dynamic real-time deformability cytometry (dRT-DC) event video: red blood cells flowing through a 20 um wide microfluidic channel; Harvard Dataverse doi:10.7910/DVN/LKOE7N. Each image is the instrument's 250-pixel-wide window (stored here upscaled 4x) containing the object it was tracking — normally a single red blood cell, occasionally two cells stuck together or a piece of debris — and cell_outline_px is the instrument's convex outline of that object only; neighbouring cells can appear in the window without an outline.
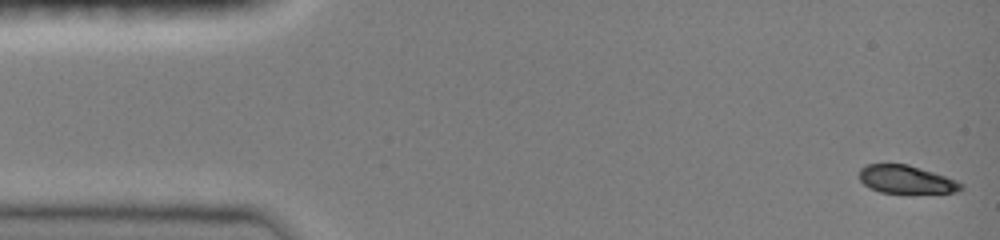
{"species": "common noctule bat (a hibernating species)", "species_latin": "Nyctalus noctula", "temperature_condition": "room temperature", "stored_images_in_passage": 47, "camera_frame_rate_fps": 3000, "um_per_image_px": 0.085, "animal": {"sex": "female", "body_mass_g": 19.0, "forearm_length_mm": 51.5}, "frame": {"image": 1, "passage_image": 1, "time_ms": 0.0, "image_size_px": [1000, 240], "cell_outline_px": [[960, 188], [956, 192], [880, 192], [864, 184], [860, 180], [860, 168], [868, 164], [908, 164], [956, 180], [960, 184]], "centroid_in_image_um": [76.96, 15.23], "position_along_channel_um": 8.0, "area_um2": 16.01}}
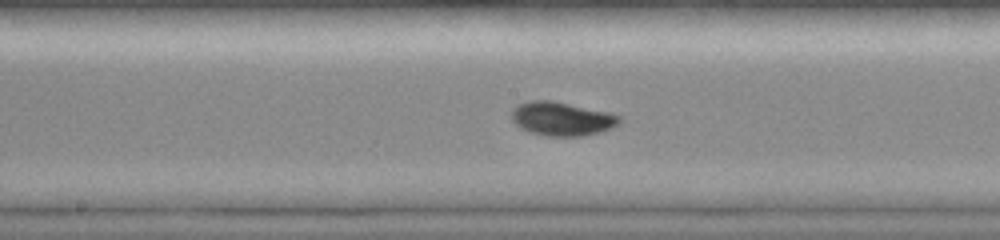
{"frame": {"image": 2, "passage_image": 24, "time_ms": 7.667, "image_size_px": [1000, 240], "cell_outline_px": [[620, 124], [612, 128], [600, 132], [580, 136], [548, 136], [532, 132], [520, 128], [512, 120], [512, 108], [516, 104], [532, 100], [552, 100], [608, 112], [620, 116]], "centroid_in_image_um": [47.74, 10.09], "position_along_channel_um": 200.5, "area_um2": 21.21}}
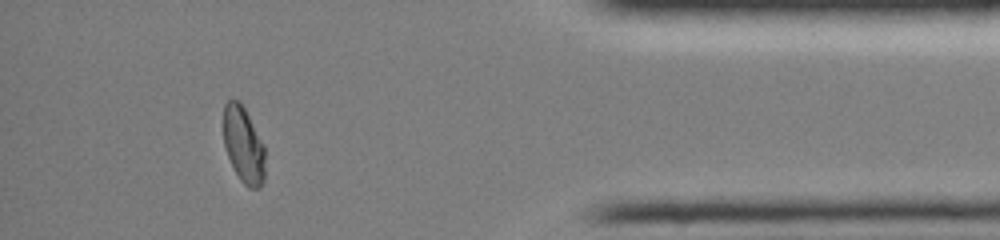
{"frame": {"image": 3, "passage_image": 42, "time_ms": 13.667, "image_size_px": [1000, 240], "cell_outline_px": [[264, 180], [260, 188], [248, 188], [240, 180], [228, 156], [224, 144], [224, 104], [228, 100], [240, 100], [264, 144]], "centroid_in_image_um": [20.71, 12.31], "position_along_channel_um": 414.5, "area_um2": 18.38}, "authors_computed_cell_mechanics": {"area_um2": 19.4786, "velocity_mm_per_s": 4.061, "shape_relaxation_time_tau1_ms": 3.1983, "shape_relaxation_time_tau2_ms": null, "deformation_change_tau1": 0.148, "deformation_change_tau2": null}}